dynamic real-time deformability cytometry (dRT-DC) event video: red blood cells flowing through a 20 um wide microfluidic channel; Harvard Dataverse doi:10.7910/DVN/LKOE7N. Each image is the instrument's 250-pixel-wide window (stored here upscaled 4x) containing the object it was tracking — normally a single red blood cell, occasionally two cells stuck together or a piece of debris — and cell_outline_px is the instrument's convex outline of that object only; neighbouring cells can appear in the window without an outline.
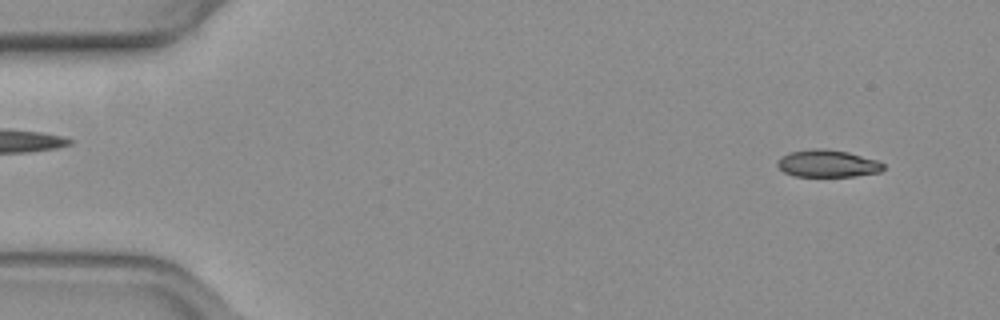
{"species": "common noctule bat (a hibernating species)", "species_latin": "Nyctalus noctula", "temperature_condition": "warm", "stored_images_in_passage": 55, "camera_frame_rate_fps": 3000, "um_per_image_px": 0.085, "animal": {"sex": "female", "body_mass_g": 19.3, "forearm_length_mm": 54.1}, "frame": {"image": 1, "passage_image": 4, "time_ms": 1.0, "image_size_px": [1000, 320], "cell_outline_px": [[884, 168], [880, 172], [856, 176], [796, 176], [784, 172], [776, 164], [788, 152], [812, 148], [824, 148], [848, 152], [876, 160], [884, 164]], "centroid_in_image_um": [70.36, 13.89], "position_along_channel_um": 14.6, "area_um2": 16.7}}
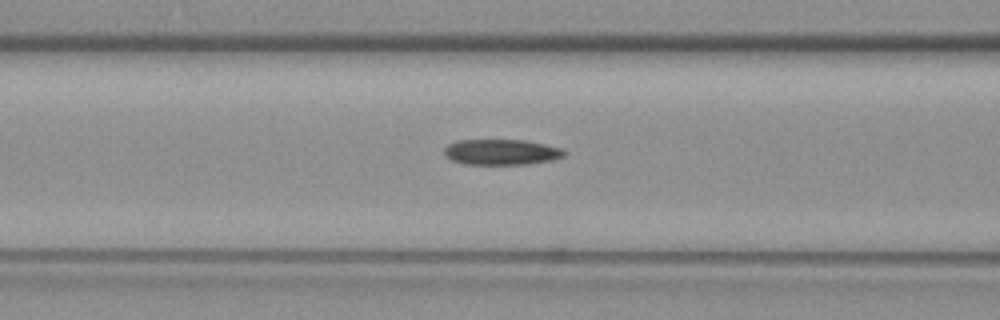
{"frame": {"image": 2, "passage_image": 22, "time_ms": 7.0, "image_size_px": [1000, 320], "cell_outline_px": [[564, 156], [552, 160], [524, 164], [464, 164], [452, 160], [444, 156], [444, 148], [448, 144], [456, 140], [528, 140], [560, 148], [564, 152]], "centroid_in_image_um": [42.56, 12.92], "position_along_channel_um": 124.0, "area_um2": 17.86}}
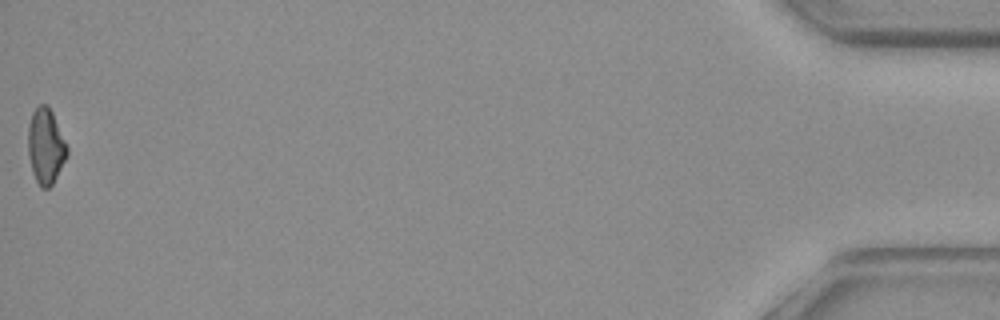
{"frame": {"image": 3, "passage_image": 55, "time_ms": 18.0, "image_size_px": [1000, 320], "cell_outline_px": [[68, 156], [52, 184], [48, 188], [40, 188], [32, 172], [28, 156], [28, 128], [32, 112], [40, 104], [48, 104], [52, 112], [68, 148]], "centroid_in_image_um": [3.88, 12.44], "position_along_channel_um": 431.3, "area_um2": 17.17}, "authors_computed_cell_mechanics": {"area_um2": 17.7446, "velocity_mm_per_s": 3.7479, "shape_relaxation_time_tau1_ms": null, "shape_relaxation_time_tau2_ms": 7.9586, "deformation_change_tau1": null, "deformation_change_tau2": 0.1593}}